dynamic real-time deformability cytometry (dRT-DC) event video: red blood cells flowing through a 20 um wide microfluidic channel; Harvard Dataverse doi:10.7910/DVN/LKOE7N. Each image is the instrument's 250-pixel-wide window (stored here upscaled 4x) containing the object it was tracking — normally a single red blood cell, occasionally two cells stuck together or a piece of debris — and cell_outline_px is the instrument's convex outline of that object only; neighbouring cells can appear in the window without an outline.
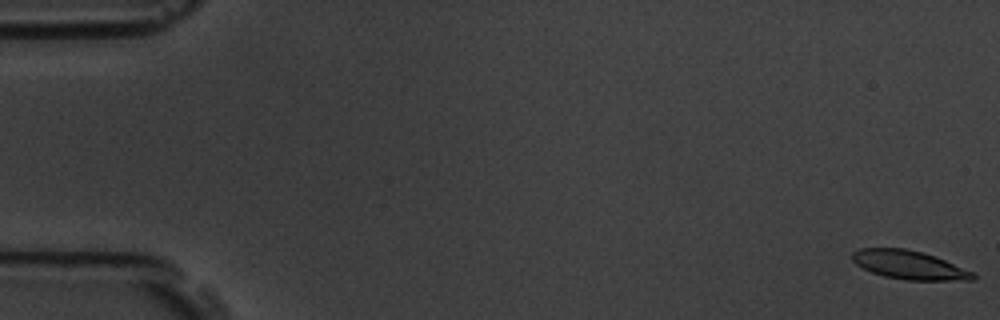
{"species": "common noctule bat (a hibernating species)", "species_latin": "Nyctalus noctula", "temperature_condition": "room temperature", "stored_images_in_passage": 10, "camera_frame_rate_fps": 3000, "um_per_image_px": 0.085, "animal": {"sex": "male", "body_mass_g": 19.5, "forearm_length_mm": 54.6}, "frame": {"image": 1, "passage_image": 1, "time_ms": 0.0, "image_size_px": [1000, 320], "cell_outline_px": [[976, 280], [908, 280], [884, 276], [872, 272], [856, 264], [852, 260], [852, 252], [860, 248], [904, 248], [924, 252], [936, 256], [972, 272], [976, 276]], "centroid_in_image_um": [77.27, 22.51], "position_along_channel_um": 7.7, "area_um2": 20.06}}
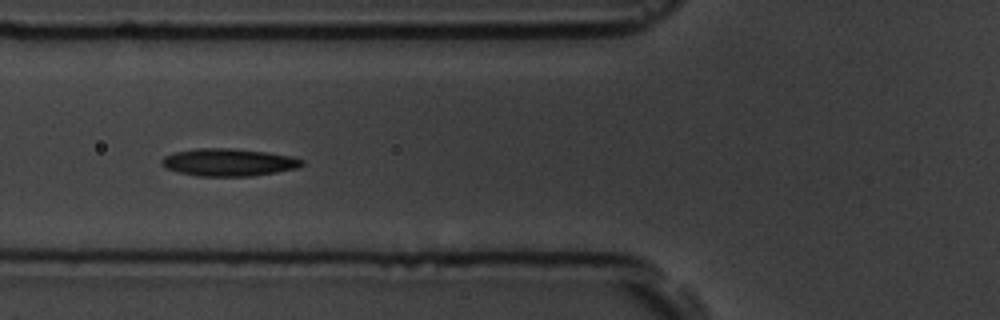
{"frame": {"image": 2, "passage_image": 7, "time_ms": 2.0, "image_size_px": [1000, 320], "cell_outline_px": [[304, 164], [300, 168], [252, 176], [196, 176], [180, 172], [168, 168], [160, 164], [160, 160], [164, 156], [172, 152], [196, 148], [232, 148], [268, 152], [292, 156], [304, 160]], "centroid_in_image_um": [19.45, 13.79], "position_along_channel_um": 106.4, "area_um2": 22.72}}
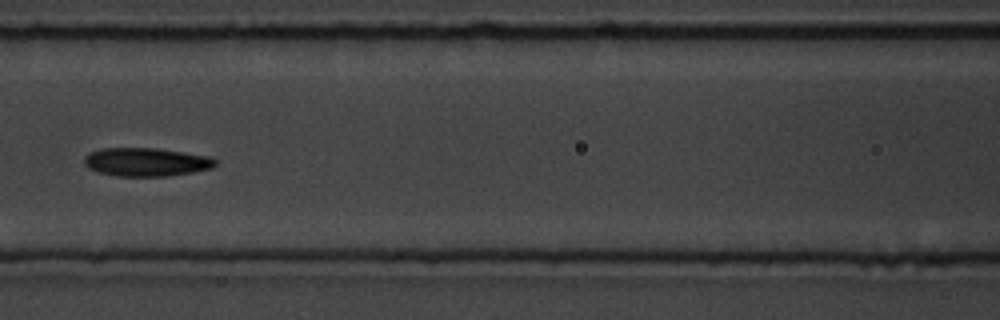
{"frame": {"image": 3, "passage_image": 8, "time_ms": 2.333, "image_size_px": [1000, 320], "cell_outline_px": [[216, 164], [212, 168], [192, 172], [168, 176], [116, 176], [96, 172], [88, 168], [84, 164], [84, 156], [92, 152], [104, 148], [156, 148], [212, 156], [216, 160]], "centroid_in_image_um": [12.43, 13.77], "position_along_channel_um": 154.2, "area_um2": 21.85}}